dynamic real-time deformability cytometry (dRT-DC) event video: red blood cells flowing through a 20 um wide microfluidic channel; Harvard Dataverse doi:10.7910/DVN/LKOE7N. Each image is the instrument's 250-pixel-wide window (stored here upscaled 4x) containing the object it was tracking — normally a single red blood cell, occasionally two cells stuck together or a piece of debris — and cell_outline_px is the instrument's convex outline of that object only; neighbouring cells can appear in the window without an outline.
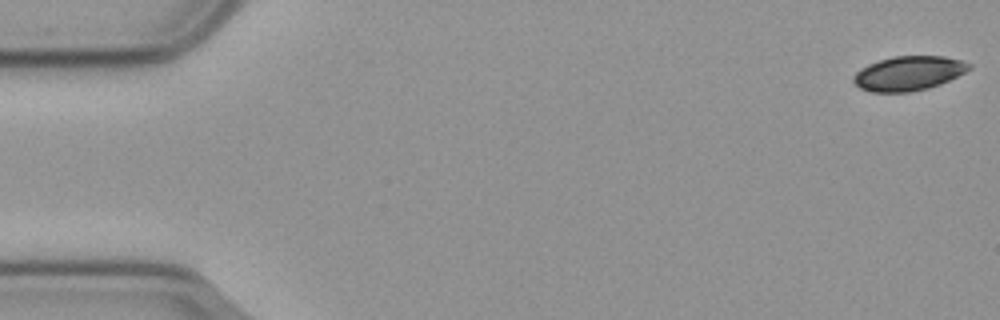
{"species": "common noctule bat (a hibernating species)", "species_latin": "Nyctalus noctula", "temperature_condition": "cold", "stored_images_in_passage": 58, "camera_frame_rate_fps": 3000, "um_per_image_px": 0.085, "animal": {"sex": "male", "body_mass_g": 23.1, "forearm_length_mm": 52.7}, "frame": {"image": 1, "passage_image": 1, "time_ms": 0.0, "image_size_px": [1000, 320], "cell_outline_px": [[972, 68], [940, 84], [928, 88], [908, 92], [872, 92], [860, 88], [852, 80], [852, 76], [860, 68], [868, 64], [892, 56], [944, 56], [960, 60], [972, 64]], "centroid_in_image_um": [77.2, 6.23], "position_along_channel_um": 7.8, "area_um2": 23.12}}
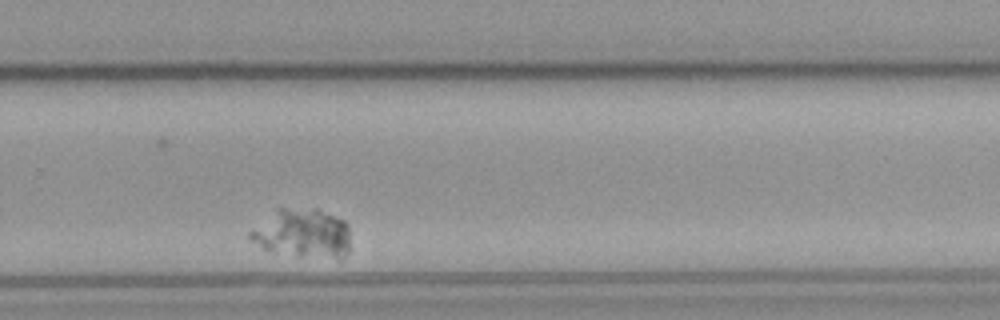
{"frame": {"image": 2, "passage_image": 43, "time_ms": 14.0, "image_size_px": [1000, 320], "cell_outline_px": [[348, 252], [340, 260], [300, 256], [264, 248], [248, 240], [248, 232], [252, 228], [276, 208], [316, 208], [344, 220], [348, 224]], "centroid_in_image_um": [25.72, 19.83], "position_along_channel_um": 304.1, "area_um2": 28.84}}
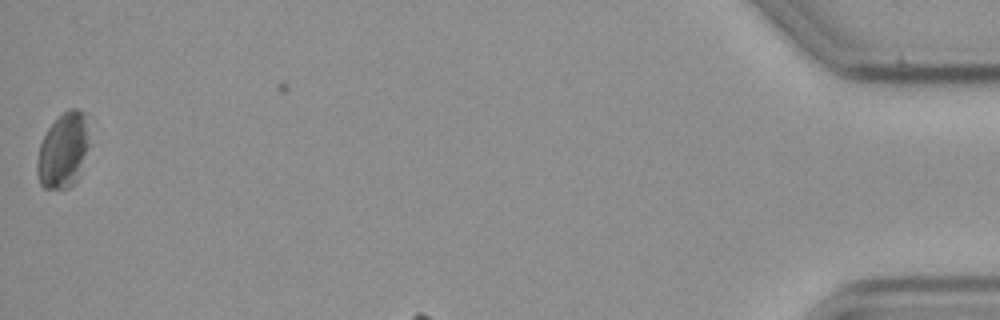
{"frame": {"image": 3, "passage_image": 57, "time_ms": 18.667, "image_size_px": [1000, 320], "cell_outline_px": [[92, 144], [76, 180], [68, 188], [44, 188], [40, 184], [36, 172], [36, 164], [40, 144], [48, 128], [68, 108], [76, 108], [84, 112]], "centroid_in_image_um": [5.41, 12.77], "position_along_channel_um": 429.8, "area_um2": 23.12}}